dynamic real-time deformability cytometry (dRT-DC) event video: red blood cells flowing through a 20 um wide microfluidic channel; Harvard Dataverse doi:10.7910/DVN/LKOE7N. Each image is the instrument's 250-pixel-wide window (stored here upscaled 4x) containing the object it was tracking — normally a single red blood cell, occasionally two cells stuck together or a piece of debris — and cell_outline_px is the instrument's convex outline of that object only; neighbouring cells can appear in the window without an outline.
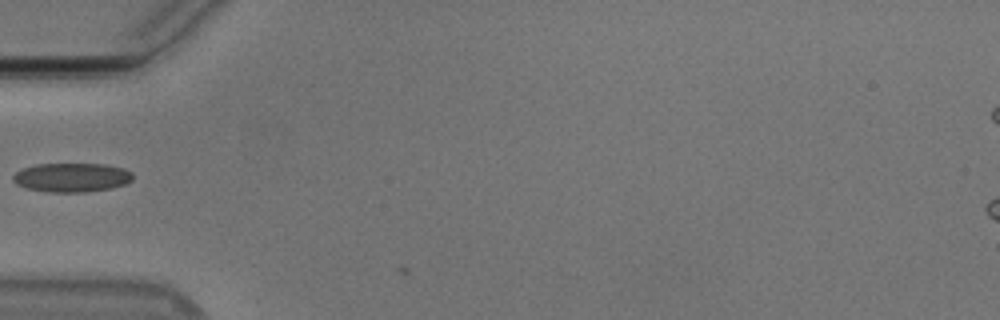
{"species": "Egyptian fruit bat (a non-hibernating species)", "species_latin": "Rousettus aegyptiacus", "temperature_condition": "cold", "stored_images_in_passage": 3, "camera_frame_rate_fps": 3000, "um_per_image_px": 0.085, "animal": {"sex": "male"}, "frame": {"image": 1, "passage_image": 2, "time_ms": 0.333, "image_size_px": [1000, 320], "cell_outline_px": [[132, 180], [124, 184], [112, 188], [88, 192], [48, 192], [28, 188], [16, 184], [12, 180], [12, 176], [16, 172], [24, 168], [36, 164], [104, 164], [124, 168], [132, 172]], "centroid_in_image_um": [6.1, 15.08], "position_along_channel_um": 78.9, "area_um2": 20.29}}